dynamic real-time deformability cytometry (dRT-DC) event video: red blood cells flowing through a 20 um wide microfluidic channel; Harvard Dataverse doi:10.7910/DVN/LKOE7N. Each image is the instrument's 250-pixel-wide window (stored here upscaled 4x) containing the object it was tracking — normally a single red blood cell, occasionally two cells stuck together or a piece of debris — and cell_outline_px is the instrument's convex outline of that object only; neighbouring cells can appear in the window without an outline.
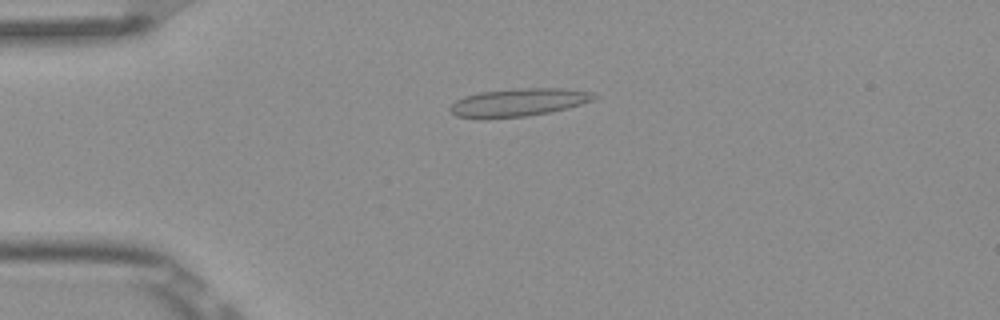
{"species": "Egyptian fruit bat (a non-hibernating species)", "species_latin": "Rousettus aegyptiacus", "temperature_condition": "room temperature", "stored_images_in_passage": 8, "camera_frame_rate_fps": 3000, "um_per_image_px": 0.085, "frame": {"image": 1, "passage_image": 4, "time_ms": 1.0, "image_size_px": [1000, 320], "cell_outline_px": [[600, 96], [596, 100], [568, 108], [528, 116], [488, 120], [456, 116], [448, 108], [456, 100], [464, 96], [480, 92], [520, 88], [560, 88], [592, 92]], "centroid_in_image_um": [44.08, 8.72], "position_along_channel_um": 40.9, "area_um2": 23.87}}
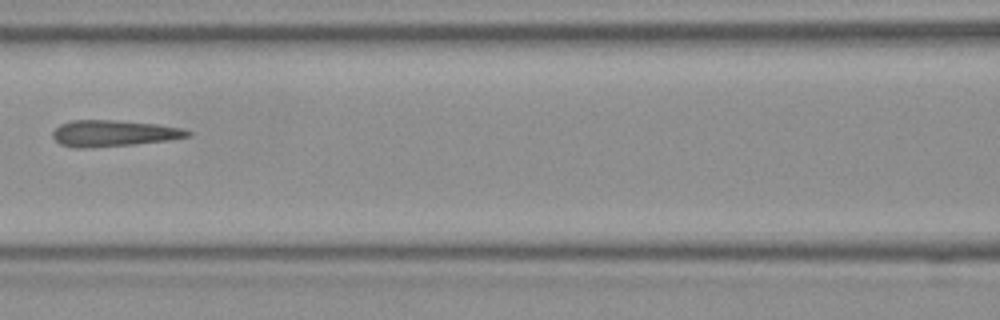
{"frame": {"image": 2, "passage_image": 7, "time_ms": 2.0, "image_size_px": [1000, 320], "cell_outline_px": [[192, 136], [168, 140], [136, 144], [92, 148], [72, 148], [60, 144], [52, 136], [52, 132], [60, 124], [72, 120], [116, 120], [156, 124], [180, 128], [192, 132]], "centroid_in_image_um": [9.63, 11.34], "position_along_channel_um": 157.0, "area_um2": 20.81}}
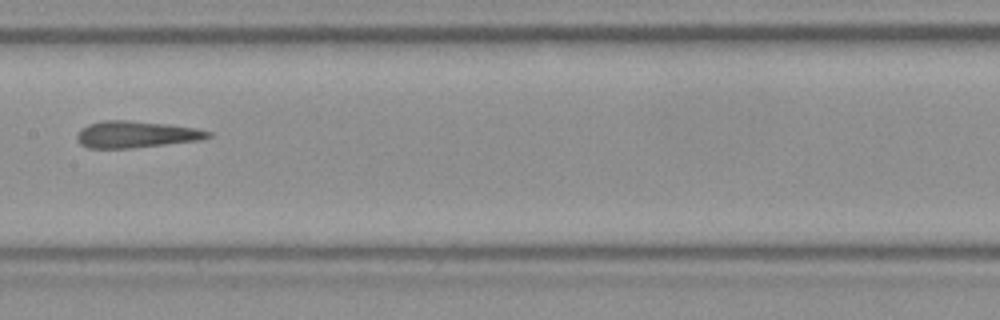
{"frame": {"image": 3, "passage_image": 8, "time_ms": 2.333, "image_size_px": [1000, 320], "cell_outline_px": [[212, 136], [200, 140], [132, 148], [88, 148], [80, 144], [76, 140], [76, 136], [80, 128], [88, 124], [104, 120], [128, 120], [164, 124], [196, 128], [212, 132]], "centroid_in_image_um": [11.52, 11.42], "position_along_channel_um": 195.9, "area_um2": 20.4}}